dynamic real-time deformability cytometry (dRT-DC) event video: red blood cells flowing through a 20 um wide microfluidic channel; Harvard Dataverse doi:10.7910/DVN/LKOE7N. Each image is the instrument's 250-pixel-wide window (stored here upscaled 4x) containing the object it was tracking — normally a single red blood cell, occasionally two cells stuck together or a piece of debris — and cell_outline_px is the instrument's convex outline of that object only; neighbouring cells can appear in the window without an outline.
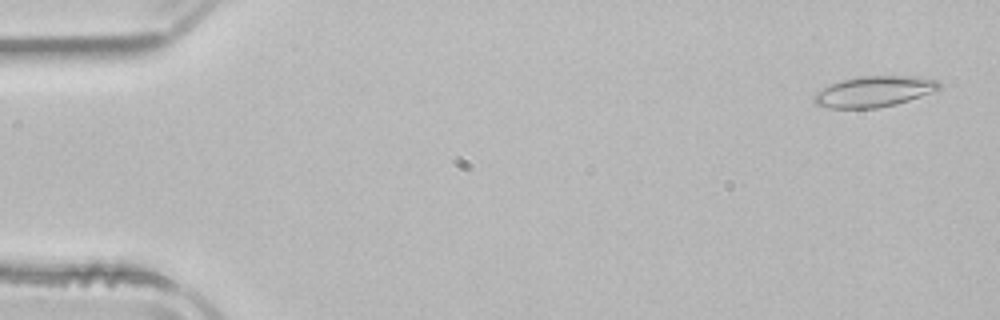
{"species": "common noctule bat (a hibernating species)", "species_latin": "Nyctalus noctula", "temperature_condition": "room temperature", "stored_images_in_passage": 51, "camera_frame_rate_fps": 3000, "um_per_image_px": 0.085, "animal": {"sex": "male", "body_mass_g": 21.5, "forearm_length_mm": 52.0}, "frame": {"image": 1, "passage_image": 2, "time_ms": 0.333, "image_size_px": [1000, 320], "cell_outline_px": [[940, 88], [936, 92], [896, 104], [876, 108], [832, 108], [816, 104], [812, 100], [812, 96], [816, 92], [828, 84], [840, 80], [856, 76], [916, 76], [936, 80], [940, 84]], "centroid_in_image_um": [74.28, 7.77], "position_along_channel_um": 10.7, "area_um2": 22.72}}
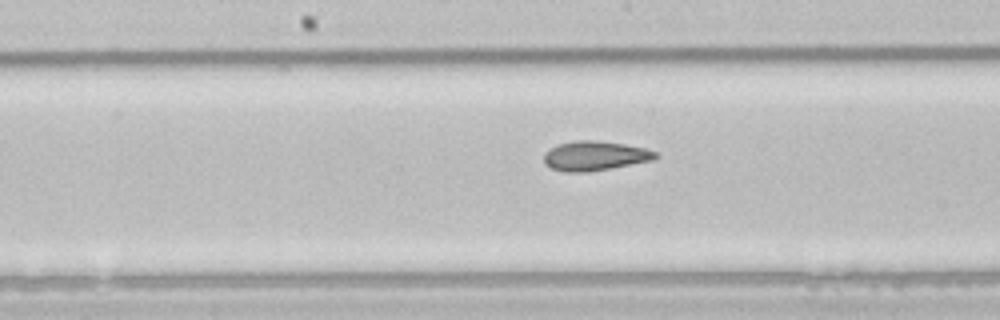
{"frame": {"image": 2, "passage_image": 26, "time_ms": 8.333, "image_size_px": [1000, 320], "cell_outline_px": [[660, 156], [652, 160], [588, 172], [564, 172], [552, 168], [544, 164], [544, 152], [556, 144], [576, 140], [596, 140], [624, 144], [644, 148], [656, 152]], "centroid_in_image_um": [50.52, 13.24], "position_along_channel_um": 197.7, "area_um2": 19.19}}
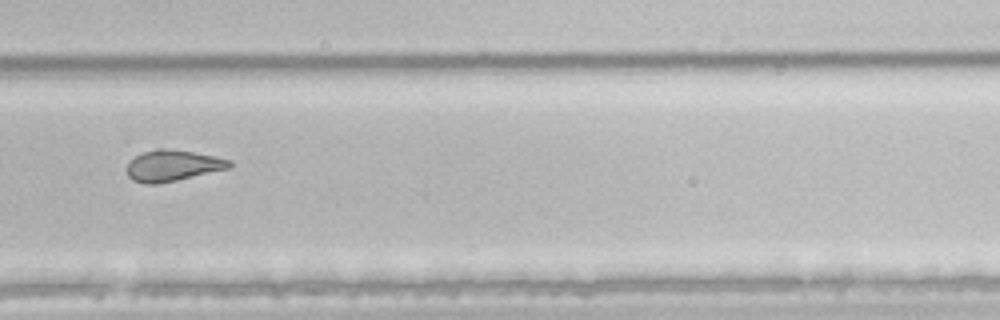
{"frame": {"image": 3, "passage_image": 35, "time_ms": 11.333, "image_size_px": [1000, 320], "cell_outline_px": [[232, 168], [176, 180], [156, 184], [144, 184], [132, 180], [128, 176], [128, 164], [136, 156], [144, 152], [160, 148], [168, 148], [216, 156], [232, 160]], "centroid_in_image_um": [14.73, 14.08], "position_along_channel_um": 315.1, "area_um2": 18.55}, "authors_computed_cell_mechanics": {"area_um2": 20.9236, "velocity_mm_per_s": 3.9455, "shape_relaxation_time_tau1_ms": null, "shape_relaxation_time_tau2_ms": 3.5244, "deformation_change_tau1": null, "deformation_change_tau2": 0.1061}}